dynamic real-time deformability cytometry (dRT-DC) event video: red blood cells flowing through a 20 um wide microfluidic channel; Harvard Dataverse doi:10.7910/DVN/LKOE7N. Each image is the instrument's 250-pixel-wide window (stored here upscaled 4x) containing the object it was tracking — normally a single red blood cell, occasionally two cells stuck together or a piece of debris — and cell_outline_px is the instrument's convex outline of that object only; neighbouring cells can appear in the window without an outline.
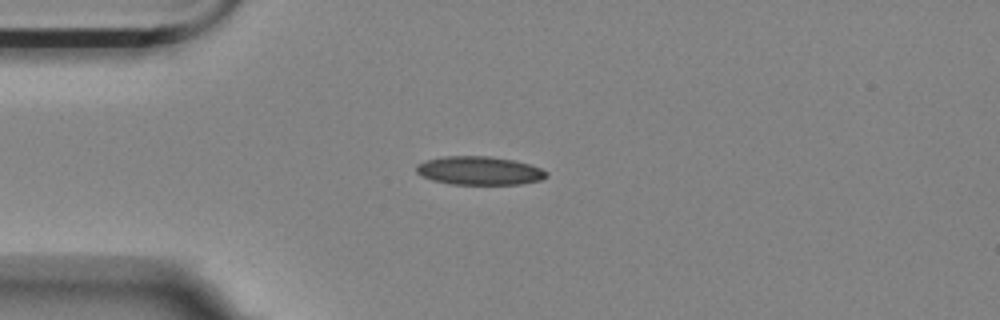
{"species": "Egyptian fruit bat (a non-hibernating species)", "species_latin": "Rousettus aegyptiacus", "temperature_condition": "room temperature", "stored_images_in_passage": 13, "camera_frame_rate_fps": 3000, "um_per_image_px": 0.085, "animal": {"sex": "female"}, "frame": {"image": 1, "passage_image": 2, "time_ms": 3.0, "image_size_px": [1000, 320], "cell_outline_px": [[548, 176], [540, 180], [520, 184], [448, 184], [432, 180], [416, 172], [416, 164], [428, 160], [444, 156], [488, 156], [512, 160], [528, 164], [540, 168], [548, 172]], "centroid_in_image_um": [40.74, 14.51], "position_along_channel_um": 44.3, "area_um2": 21.44}}
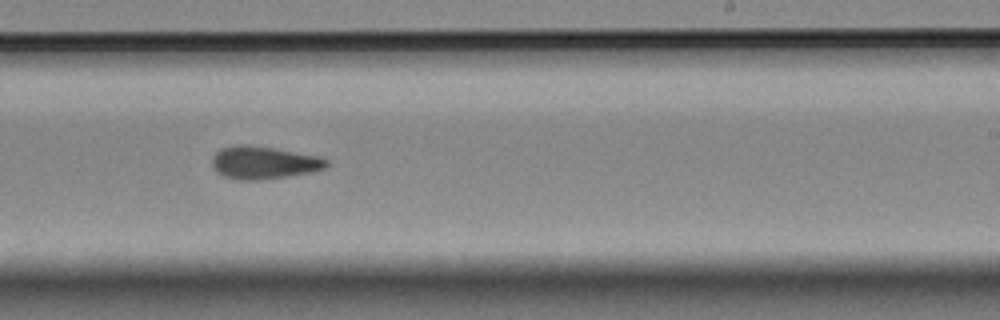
{"frame": {"image": 2, "passage_image": 8, "time_ms": 9.667, "image_size_px": [1000, 320], "cell_outline_px": [[328, 164], [324, 168], [312, 172], [260, 180], [236, 180], [224, 176], [216, 172], [212, 168], [212, 156], [220, 148], [236, 144], [248, 144], [320, 156], [328, 160]], "centroid_in_image_um": [22.37, 13.82], "position_along_channel_um": 266.6, "area_um2": 21.96}}
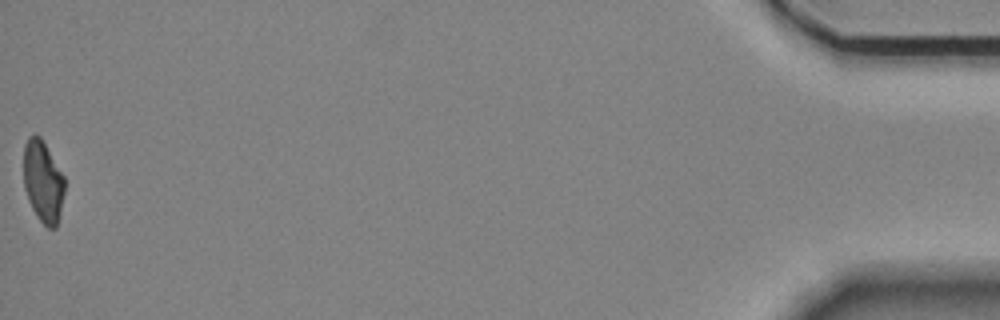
{"frame": {"image": 3, "passage_image": 13, "time_ms": 17.0, "image_size_px": [1000, 320], "cell_outline_px": [[64, 192], [56, 228], [48, 228], [36, 216], [28, 200], [24, 188], [24, 144], [28, 136], [40, 136], [64, 176]], "centroid_in_image_um": [3.64, 15.43], "position_along_channel_um": 431.6, "area_um2": 19.31}, "authors_computed_cell_mechanics": {"area_um2": 21.2704, "velocity_mm_per_s": 3.5808, "shape_relaxation_time_tau1_ms": null, "shape_relaxation_time_tau2_ms": 8.1089, "deformation_change_tau1": null, "deformation_change_tau2": 0.1538}}